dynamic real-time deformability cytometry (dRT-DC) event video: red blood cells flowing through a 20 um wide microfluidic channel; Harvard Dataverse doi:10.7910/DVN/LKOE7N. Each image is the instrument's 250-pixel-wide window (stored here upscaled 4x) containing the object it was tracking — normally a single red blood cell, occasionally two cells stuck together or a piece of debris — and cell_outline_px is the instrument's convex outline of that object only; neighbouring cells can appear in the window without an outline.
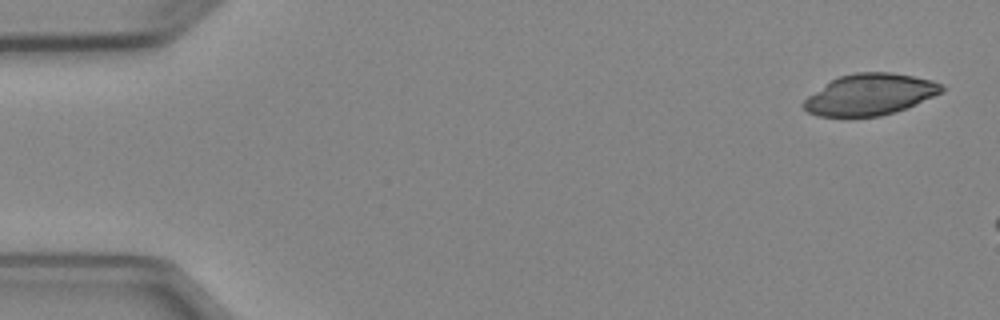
{"species": "Egyptian fruit bat (a non-hibernating species)", "species_latin": "Rousettus aegyptiacus", "temperature_condition": "cold", "stored_images_in_passage": 3, "camera_frame_rate_fps": 3000, "um_per_image_px": 0.085, "animal": {"sex": "female"}, "frame": {"image": 1, "passage_image": 1, "time_ms": 0.0, "image_size_px": [1000, 320], "cell_outline_px": [[944, 92], [908, 108], [896, 112], [880, 116], [816, 116], [808, 112], [800, 104], [808, 96], [832, 80], [840, 76], [856, 72], [892, 72], [932, 80], [944, 84]], "centroid_in_image_um": [73.99, 8.03], "position_along_channel_um": 11.0, "area_um2": 33.29}}